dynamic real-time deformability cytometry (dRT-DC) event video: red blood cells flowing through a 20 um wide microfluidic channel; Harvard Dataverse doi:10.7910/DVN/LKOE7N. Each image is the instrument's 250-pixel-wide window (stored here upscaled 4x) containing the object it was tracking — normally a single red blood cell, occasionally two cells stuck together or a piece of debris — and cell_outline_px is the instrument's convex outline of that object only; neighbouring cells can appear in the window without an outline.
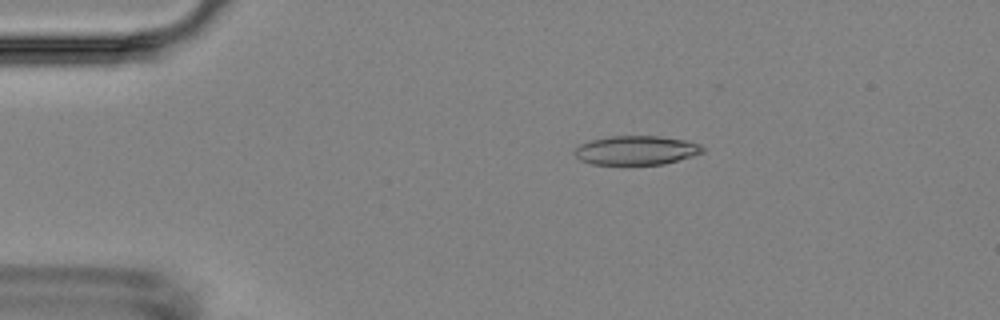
{"species": "Egyptian fruit bat (a non-hibernating species)", "species_latin": "Rousettus aegyptiacus", "temperature_condition": "room temperature", "stored_images_in_passage": 2, "camera_frame_rate_fps": 3000, "um_per_image_px": 0.085, "animal": {"sex": "female"}, "frame": {"image": 1, "passage_image": 1, "time_ms": 0.0, "image_size_px": [1000, 320], "cell_outline_px": [[704, 152], [692, 156], [664, 164], [592, 164], [580, 160], [572, 152], [580, 144], [592, 140], [612, 136], [660, 136], [684, 140], [700, 144], [704, 148]], "centroid_in_image_um": [54.08, 12.77], "position_along_channel_um": 30.9, "area_um2": 21.56}}